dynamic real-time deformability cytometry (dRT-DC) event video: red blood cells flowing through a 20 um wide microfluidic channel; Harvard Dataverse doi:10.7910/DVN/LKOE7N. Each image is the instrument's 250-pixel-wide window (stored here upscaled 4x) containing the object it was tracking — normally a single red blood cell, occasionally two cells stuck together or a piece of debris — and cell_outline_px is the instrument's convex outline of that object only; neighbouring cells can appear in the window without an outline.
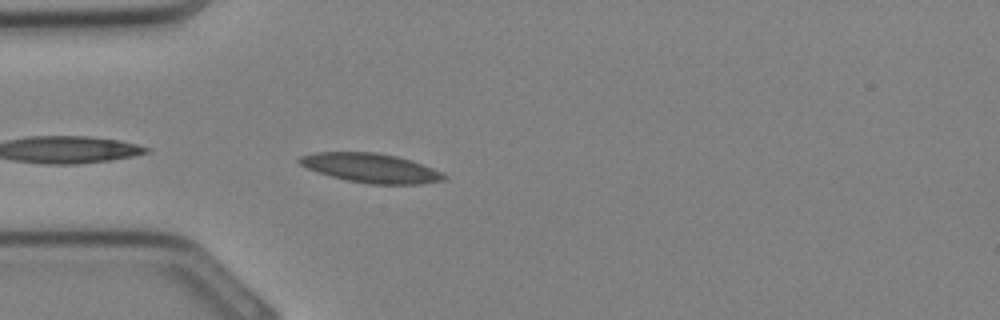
{"species": "Egyptian fruit bat (a non-hibernating species)", "species_latin": "Rousettus aegyptiacus", "temperature_condition": "cold", "stored_images_in_passage": 21, "camera_frame_rate_fps": 3000, "um_per_image_px": 0.085, "animal": {"sex": "female"}, "frame": {"image": 1, "passage_image": 1, "time_ms": 0.0, "image_size_px": [1000, 320], "cell_outline_px": [[448, 176], [444, 180], [420, 184], [368, 184], [348, 180], [332, 176], [308, 168], [300, 164], [296, 160], [300, 156], [316, 152], [376, 152], [396, 156], [432, 168]], "centroid_in_image_um": [31.51, 14.28], "position_along_channel_um": 53.5, "area_um2": 24.28}}
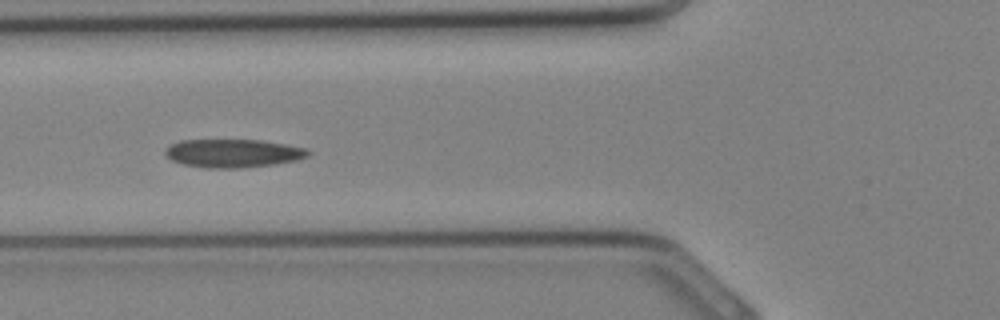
{"frame": {"image": 2, "passage_image": 4, "time_ms": 1.0, "image_size_px": [1000, 320], "cell_outline_px": [[308, 156], [296, 160], [276, 164], [240, 168], [208, 168], [184, 164], [172, 160], [164, 152], [164, 148], [180, 140], [260, 140], [308, 148]], "centroid_in_image_um": [19.81, 13.02], "position_along_channel_um": 106.0, "area_um2": 23.47}}